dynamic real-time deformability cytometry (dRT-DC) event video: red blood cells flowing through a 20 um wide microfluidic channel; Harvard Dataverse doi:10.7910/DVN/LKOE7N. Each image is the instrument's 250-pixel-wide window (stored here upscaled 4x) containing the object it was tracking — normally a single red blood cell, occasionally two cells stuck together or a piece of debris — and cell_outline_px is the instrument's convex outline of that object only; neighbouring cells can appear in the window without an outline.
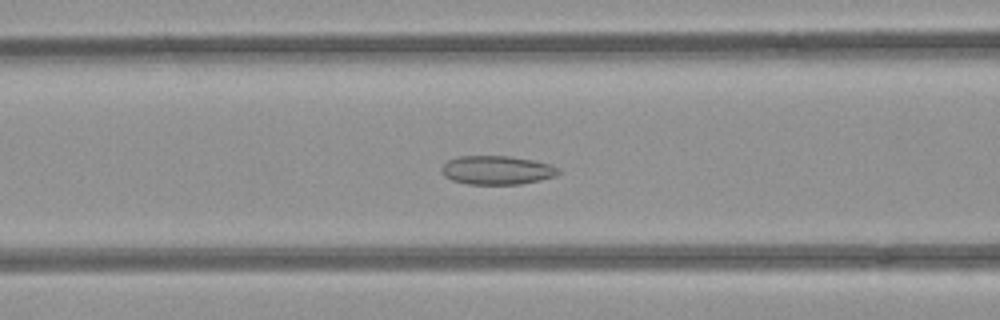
{"species": "common noctule bat (a hibernating species)", "species_latin": "Nyctalus noctula", "temperature_condition": "room temperature", "stored_images_in_passage": 53, "camera_frame_rate_fps": 3000, "um_per_image_px": 0.085, "animal": {"sex": "female", "body_mass_g": 21.9}, "frame": {"image": 1, "passage_image": 22, "time_ms": 7.0, "image_size_px": [1000, 320], "cell_outline_px": [[560, 172], [556, 176], [540, 180], [520, 184], [468, 184], [452, 180], [444, 176], [440, 172], [440, 168], [448, 160], [460, 156], [508, 156], [532, 160], [548, 164], [560, 168]], "centroid_in_image_um": [42.22, 14.46], "position_along_channel_um": 124.4, "area_um2": 19.59}}
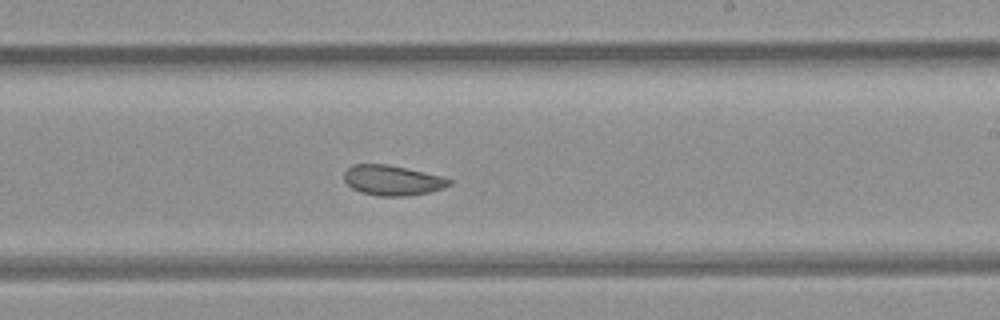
{"frame": {"image": 2, "passage_image": 32, "time_ms": 10.333, "image_size_px": [1000, 320], "cell_outline_px": [[452, 184], [444, 188], [428, 192], [404, 196], [376, 196], [360, 192], [352, 188], [344, 180], [344, 172], [352, 164], [388, 164], [444, 176], [452, 180]], "centroid_in_image_um": [33.37, 15.32], "position_along_channel_um": 255.6, "area_um2": 18.61}}
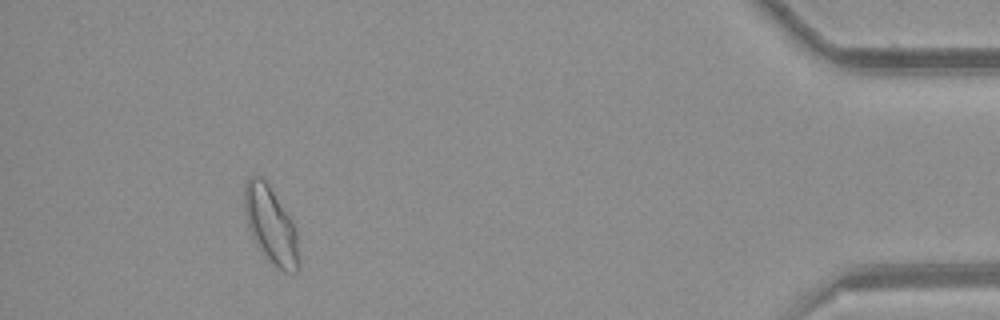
{"frame": {"image": 3, "passage_image": 49, "time_ms": 16.0, "image_size_px": [1000, 320], "cell_outline_px": [[300, 264], [296, 272], [284, 272], [276, 268], [272, 264], [256, 244], [252, 236], [244, 212], [244, 184], [248, 176], [260, 176], [268, 184], [296, 224]], "centroid_in_image_um": [23.04, 19.14], "position_along_channel_um": 412.2, "area_um2": 24.68}, "authors_computed_cell_mechanics": {"area_um2": 21.6172, "velocity_mm_per_s": 3.9469, "shape_relaxation_time_tau1_ms": null, "shape_relaxation_time_tau2_ms": 2.2287, "deformation_change_tau1": null, "deformation_change_tau2": 0.0755}}